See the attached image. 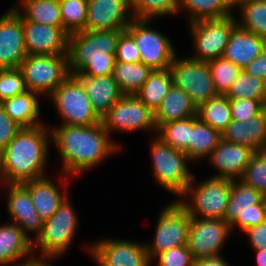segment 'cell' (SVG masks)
I'll list each match as a JSON object with an SVG mask.
<instances>
[{
	"label": "cell",
	"instance_id": "obj_1",
	"mask_svg": "<svg viewBox=\"0 0 266 266\" xmlns=\"http://www.w3.org/2000/svg\"><path fill=\"white\" fill-rule=\"evenodd\" d=\"M51 133L62 158L66 176L96 166L119 148L108 138L109 133L102 122L90 126L61 125Z\"/></svg>",
	"mask_w": 266,
	"mask_h": 266
},
{
	"label": "cell",
	"instance_id": "obj_2",
	"mask_svg": "<svg viewBox=\"0 0 266 266\" xmlns=\"http://www.w3.org/2000/svg\"><path fill=\"white\" fill-rule=\"evenodd\" d=\"M48 130L45 125L23 127L0 154V181L22 184L45 177L48 153Z\"/></svg>",
	"mask_w": 266,
	"mask_h": 266
},
{
	"label": "cell",
	"instance_id": "obj_3",
	"mask_svg": "<svg viewBox=\"0 0 266 266\" xmlns=\"http://www.w3.org/2000/svg\"><path fill=\"white\" fill-rule=\"evenodd\" d=\"M124 30L79 31L68 35L70 74L89 76L113 74L117 42Z\"/></svg>",
	"mask_w": 266,
	"mask_h": 266
},
{
	"label": "cell",
	"instance_id": "obj_4",
	"mask_svg": "<svg viewBox=\"0 0 266 266\" xmlns=\"http://www.w3.org/2000/svg\"><path fill=\"white\" fill-rule=\"evenodd\" d=\"M19 69L26 89L37 94L51 95L71 75L68 54L27 55Z\"/></svg>",
	"mask_w": 266,
	"mask_h": 266
},
{
	"label": "cell",
	"instance_id": "obj_5",
	"mask_svg": "<svg viewBox=\"0 0 266 266\" xmlns=\"http://www.w3.org/2000/svg\"><path fill=\"white\" fill-rule=\"evenodd\" d=\"M151 145L153 173L158 184L182 197L193 178L186 163L188 156L166 144L160 137H155Z\"/></svg>",
	"mask_w": 266,
	"mask_h": 266
},
{
	"label": "cell",
	"instance_id": "obj_6",
	"mask_svg": "<svg viewBox=\"0 0 266 266\" xmlns=\"http://www.w3.org/2000/svg\"><path fill=\"white\" fill-rule=\"evenodd\" d=\"M50 96L64 120L62 125L90 126L101 123V118L94 111L85 89L73 74Z\"/></svg>",
	"mask_w": 266,
	"mask_h": 266
},
{
	"label": "cell",
	"instance_id": "obj_7",
	"mask_svg": "<svg viewBox=\"0 0 266 266\" xmlns=\"http://www.w3.org/2000/svg\"><path fill=\"white\" fill-rule=\"evenodd\" d=\"M193 181H195V175L183 194V196H188L194 193L191 198L193 204L180 200L190 217L198 218L201 215V218L224 219L231 194L232 180L211 177L197 185L198 187L192 186Z\"/></svg>",
	"mask_w": 266,
	"mask_h": 266
},
{
	"label": "cell",
	"instance_id": "obj_8",
	"mask_svg": "<svg viewBox=\"0 0 266 266\" xmlns=\"http://www.w3.org/2000/svg\"><path fill=\"white\" fill-rule=\"evenodd\" d=\"M170 71L173 84L187 93L196 108L219 95L215 89L208 62L191 57L177 59L175 55Z\"/></svg>",
	"mask_w": 266,
	"mask_h": 266
},
{
	"label": "cell",
	"instance_id": "obj_9",
	"mask_svg": "<svg viewBox=\"0 0 266 266\" xmlns=\"http://www.w3.org/2000/svg\"><path fill=\"white\" fill-rule=\"evenodd\" d=\"M238 179L231 181V194L224 221L245 231L266 221V198Z\"/></svg>",
	"mask_w": 266,
	"mask_h": 266
},
{
	"label": "cell",
	"instance_id": "obj_10",
	"mask_svg": "<svg viewBox=\"0 0 266 266\" xmlns=\"http://www.w3.org/2000/svg\"><path fill=\"white\" fill-rule=\"evenodd\" d=\"M150 20L132 19L125 31L133 38L139 49L140 62L152 70L170 69L176 55L170 39L155 29H150Z\"/></svg>",
	"mask_w": 266,
	"mask_h": 266
},
{
	"label": "cell",
	"instance_id": "obj_11",
	"mask_svg": "<svg viewBox=\"0 0 266 266\" xmlns=\"http://www.w3.org/2000/svg\"><path fill=\"white\" fill-rule=\"evenodd\" d=\"M77 215L67 198L57 211L44 221L42 233L36 238V245L43 253L41 258H57L70 245L77 228Z\"/></svg>",
	"mask_w": 266,
	"mask_h": 266
},
{
	"label": "cell",
	"instance_id": "obj_12",
	"mask_svg": "<svg viewBox=\"0 0 266 266\" xmlns=\"http://www.w3.org/2000/svg\"><path fill=\"white\" fill-rule=\"evenodd\" d=\"M190 222L191 217L179 200L167 205L159 216L154 242L145 244L150 260L172 247L187 245Z\"/></svg>",
	"mask_w": 266,
	"mask_h": 266
},
{
	"label": "cell",
	"instance_id": "obj_13",
	"mask_svg": "<svg viewBox=\"0 0 266 266\" xmlns=\"http://www.w3.org/2000/svg\"><path fill=\"white\" fill-rule=\"evenodd\" d=\"M233 15L221 19L190 22L196 55L192 59L209 62L221 58L234 28L238 25Z\"/></svg>",
	"mask_w": 266,
	"mask_h": 266
},
{
	"label": "cell",
	"instance_id": "obj_14",
	"mask_svg": "<svg viewBox=\"0 0 266 266\" xmlns=\"http://www.w3.org/2000/svg\"><path fill=\"white\" fill-rule=\"evenodd\" d=\"M101 122L108 133L112 130L135 131L154 128L155 113L135 94H124L103 116Z\"/></svg>",
	"mask_w": 266,
	"mask_h": 266
},
{
	"label": "cell",
	"instance_id": "obj_15",
	"mask_svg": "<svg viewBox=\"0 0 266 266\" xmlns=\"http://www.w3.org/2000/svg\"><path fill=\"white\" fill-rule=\"evenodd\" d=\"M231 226L223 219L191 217L187 246L195 260L219 256Z\"/></svg>",
	"mask_w": 266,
	"mask_h": 266
},
{
	"label": "cell",
	"instance_id": "obj_16",
	"mask_svg": "<svg viewBox=\"0 0 266 266\" xmlns=\"http://www.w3.org/2000/svg\"><path fill=\"white\" fill-rule=\"evenodd\" d=\"M21 12L11 8L0 17V69L19 68L27 57Z\"/></svg>",
	"mask_w": 266,
	"mask_h": 266
},
{
	"label": "cell",
	"instance_id": "obj_17",
	"mask_svg": "<svg viewBox=\"0 0 266 266\" xmlns=\"http://www.w3.org/2000/svg\"><path fill=\"white\" fill-rule=\"evenodd\" d=\"M100 266H150L145 244L125 240H104L89 247Z\"/></svg>",
	"mask_w": 266,
	"mask_h": 266
},
{
	"label": "cell",
	"instance_id": "obj_18",
	"mask_svg": "<svg viewBox=\"0 0 266 266\" xmlns=\"http://www.w3.org/2000/svg\"><path fill=\"white\" fill-rule=\"evenodd\" d=\"M128 10L131 0H88L85 30H125L133 19L127 20Z\"/></svg>",
	"mask_w": 266,
	"mask_h": 266
},
{
	"label": "cell",
	"instance_id": "obj_19",
	"mask_svg": "<svg viewBox=\"0 0 266 266\" xmlns=\"http://www.w3.org/2000/svg\"><path fill=\"white\" fill-rule=\"evenodd\" d=\"M27 55L67 54L68 34L60 27L27 21L23 17Z\"/></svg>",
	"mask_w": 266,
	"mask_h": 266
},
{
	"label": "cell",
	"instance_id": "obj_20",
	"mask_svg": "<svg viewBox=\"0 0 266 266\" xmlns=\"http://www.w3.org/2000/svg\"><path fill=\"white\" fill-rule=\"evenodd\" d=\"M73 75L85 89L94 111L101 119L124 95L114 80L113 74L93 77L77 71Z\"/></svg>",
	"mask_w": 266,
	"mask_h": 266
},
{
	"label": "cell",
	"instance_id": "obj_21",
	"mask_svg": "<svg viewBox=\"0 0 266 266\" xmlns=\"http://www.w3.org/2000/svg\"><path fill=\"white\" fill-rule=\"evenodd\" d=\"M8 212L13 224L18 225L28 237L27 232H37L36 238L42 233L44 220L37 213L29 192L21 184H7Z\"/></svg>",
	"mask_w": 266,
	"mask_h": 266
},
{
	"label": "cell",
	"instance_id": "obj_22",
	"mask_svg": "<svg viewBox=\"0 0 266 266\" xmlns=\"http://www.w3.org/2000/svg\"><path fill=\"white\" fill-rule=\"evenodd\" d=\"M221 135L223 141L249 147L255 152L266 150V108L249 121L232 119Z\"/></svg>",
	"mask_w": 266,
	"mask_h": 266
},
{
	"label": "cell",
	"instance_id": "obj_23",
	"mask_svg": "<svg viewBox=\"0 0 266 266\" xmlns=\"http://www.w3.org/2000/svg\"><path fill=\"white\" fill-rule=\"evenodd\" d=\"M255 151L249 147L221 140L209 157L219 170L216 178H241Z\"/></svg>",
	"mask_w": 266,
	"mask_h": 266
},
{
	"label": "cell",
	"instance_id": "obj_24",
	"mask_svg": "<svg viewBox=\"0 0 266 266\" xmlns=\"http://www.w3.org/2000/svg\"><path fill=\"white\" fill-rule=\"evenodd\" d=\"M266 48V40L237 25L225 48L223 58L242 70Z\"/></svg>",
	"mask_w": 266,
	"mask_h": 266
},
{
	"label": "cell",
	"instance_id": "obj_25",
	"mask_svg": "<svg viewBox=\"0 0 266 266\" xmlns=\"http://www.w3.org/2000/svg\"><path fill=\"white\" fill-rule=\"evenodd\" d=\"M21 185L29 192L37 213L44 221L49 219L66 199V196L61 195L58 187L46 176L26 181Z\"/></svg>",
	"mask_w": 266,
	"mask_h": 266
},
{
	"label": "cell",
	"instance_id": "obj_26",
	"mask_svg": "<svg viewBox=\"0 0 266 266\" xmlns=\"http://www.w3.org/2000/svg\"><path fill=\"white\" fill-rule=\"evenodd\" d=\"M197 115V108L185 91L174 84L155 112L157 128L167 122L183 120Z\"/></svg>",
	"mask_w": 266,
	"mask_h": 266
},
{
	"label": "cell",
	"instance_id": "obj_27",
	"mask_svg": "<svg viewBox=\"0 0 266 266\" xmlns=\"http://www.w3.org/2000/svg\"><path fill=\"white\" fill-rule=\"evenodd\" d=\"M35 245L16 224L0 226V264L14 263L32 252Z\"/></svg>",
	"mask_w": 266,
	"mask_h": 266
},
{
	"label": "cell",
	"instance_id": "obj_28",
	"mask_svg": "<svg viewBox=\"0 0 266 266\" xmlns=\"http://www.w3.org/2000/svg\"><path fill=\"white\" fill-rule=\"evenodd\" d=\"M37 93L26 90L24 93L3 100L0 104L6 114L22 127H35L42 125L38 121L39 100Z\"/></svg>",
	"mask_w": 266,
	"mask_h": 266
},
{
	"label": "cell",
	"instance_id": "obj_29",
	"mask_svg": "<svg viewBox=\"0 0 266 266\" xmlns=\"http://www.w3.org/2000/svg\"><path fill=\"white\" fill-rule=\"evenodd\" d=\"M172 85L173 76L170 69L152 70L135 95L155 113Z\"/></svg>",
	"mask_w": 266,
	"mask_h": 266
},
{
	"label": "cell",
	"instance_id": "obj_30",
	"mask_svg": "<svg viewBox=\"0 0 266 266\" xmlns=\"http://www.w3.org/2000/svg\"><path fill=\"white\" fill-rule=\"evenodd\" d=\"M152 69L142 62L115 61L113 77L123 94H135L148 79Z\"/></svg>",
	"mask_w": 266,
	"mask_h": 266
},
{
	"label": "cell",
	"instance_id": "obj_31",
	"mask_svg": "<svg viewBox=\"0 0 266 266\" xmlns=\"http://www.w3.org/2000/svg\"><path fill=\"white\" fill-rule=\"evenodd\" d=\"M21 14L27 21L60 27L64 30L59 0H21Z\"/></svg>",
	"mask_w": 266,
	"mask_h": 266
},
{
	"label": "cell",
	"instance_id": "obj_32",
	"mask_svg": "<svg viewBox=\"0 0 266 266\" xmlns=\"http://www.w3.org/2000/svg\"><path fill=\"white\" fill-rule=\"evenodd\" d=\"M221 140L222 135L219 131L203 122L198 115L194 116L190 142V161L191 159L209 156Z\"/></svg>",
	"mask_w": 266,
	"mask_h": 266
},
{
	"label": "cell",
	"instance_id": "obj_33",
	"mask_svg": "<svg viewBox=\"0 0 266 266\" xmlns=\"http://www.w3.org/2000/svg\"><path fill=\"white\" fill-rule=\"evenodd\" d=\"M193 130V117L164 123L157 128L158 137L166 144L184 152L190 160L191 131Z\"/></svg>",
	"mask_w": 266,
	"mask_h": 266
},
{
	"label": "cell",
	"instance_id": "obj_34",
	"mask_svg": "<svg viewBox=\"0 0 266 266\" xmlns=\"http://www.w3.org/2000/svg\"><path fill=\"white\" fill-rule=\"evenodd\" d=\"M197 115L203 122L222 133L232 121L230 99L219 94L197 108Z\"/></svg>",
	"mask_w": 266,
	"mask_h": 266
},
{
	"label": "cell",
	"instance_id": "obj_35",
	"mask_svg": "<svg viewBox=\"0 0 266 266\" xmlns=\"http://www.w3.org/2000/svg\"><path fill=\"white\" fill-rule=\"evenodd\" d=\"M225 96L229 99H256L266 104V82L241 70Z\"/></svg>",
	"mask_w": 266,
	"mask_h": 266
},
{
	"label": "cell",
	"instance_id": "obj_36",
	"mask_svg": "<svg viewBox=\"0 0 266 266\" xmlns=\"http://www.w3.org/2000/svg\"><path fill=\"white\" fill-rule=\"evenodd\" d=\"M241 28L266 40V0H244L240 5Z\"/></svg>",
	"mask_w": 266,
	"mask_h": 266
},
{
	"label": "cell",
	"instance_id": "obj_37",
	"mask_svg": "<svg viewBox=\"0 0 266 266\" xmlns=\"http://www.w3.org/2000/svg\"><path fill=\"white\" fill-rule=\"evenodd\" d=\"M191 14L190 22L203 19H221L231 16V10L222 0H180V8Z\"/></svg>",
	"mask_w": 266,
	"mask_h": 266
},
{
	"label": "cell",
	"instance_id": "obj_38",
	"mask_svg": "<svg viewBox=\"0 0 266 266\" xmlns=\"http://www.w3.org/2000/svg\"><path fill=\"white\" fill-rule=\"evenodd\" d=\"M180 0H131L132 18L152 20L179 10Z\"/></svg>",
	"mask_w": 266,
	"mask_h": 266
},
{
	"label": "cell",
	"instance_id": "obj_39",
	"mask_svg": "<svg viewBox=\"0 0 266 266\" xmlns=\"http://www.w3.org/2000/svg\"><path fill=\"white\" fill-rule=\"evenodd\" d=\"M88 0H59L64 31L69 35L84 31Z\"/></svg>",
	"mask_w": 266,
	"mask_h": 266
},
{
	"label": "cell",
	"instance_id": "obj_40",
	"mask_svg": "<svg viewBox=\"0 0 266 266\" xmlns=\"http://www.w3.org/2000/svg\"><path fill=\"white\" fill-rule=\"evenodd\" d=\"M208 65L215 89L225 95L242 69L223 57L210 60Z\"/></svg>",
	"mask_w": 266,
	"mask_h": 266
},
{
	"label": "cell",
	"instance_id": "obj_41",
	"mask_svg": "<svg viewBox=\"0 0 266 266\" xmlns=\"http://www.w3.org/2000/svg\"><path fill=\"white\" fill-rule=\"evenodd\" d=\"M266 198V150L256 151L240 179Z\"/></svg>",
	"mask_w": 266,
	"mask_h": 266
},
{
	"label": "cell",
	"instance_id": "obj_42",
	"mask_svg": "<svg viewBox=\"0 0 266 266\" xmlns=\"http://www.w3.org/2000/svg\"><path fill=\"white\" fill-rule=\"evenodd\" d=\"M24 78L19 68L0 69V103L26 91Z\"/></svg>",
	"mask_w": 266,
	"mask_h": 266
},
{
	"label": "cell",
	"instance_id": "obj_43",
	"mask_svg": "<svg viewBox=\"0 0 266 266\" xmlns=\"http://www.w3.org/2000/svg\"><path fill=\"white\" fill-rule=\"evenodd\" d=\"M230 106L232 119L241 122L249 121L266 108V104L263 101L249 98L230 99Z\"/></svg>",
	"mask_w": 266,
	"mask_h": 266
},
{
	"label": "cell",
	"instance_id": "obj_44",
	"mask_svg": "<svg viewBox=\"0 0 266 266\" xmlns=\"http://www.w3.org/2000/svg\"><path fill=\"white\" fill-rule=\"evenodd\" d=\"M158 266H194L195 259L187 245L172 247L157 255Z\"/></svg>",
	"mask_w": 266,
	"mask_h": 266
},
{
	"label": "cell",
	"instance_id": "obj_45",
	"mask_svg": "<svg viewBox=\"0 0 266 266\" xmlns=\"http://www.w3.org/2000/svg\"><path fill=\"white\" fill-rule=\"evenodd\" d=\"M115 61L125 63L140 62V53L133 38L124 30L117 42Z\"/></svg>",
	"mask_w": 266,
	"mask_h": 266
},
{
	"label": "cell",
	"instance_id": "obj_46",
	"mask_svg": "<svg viewBox=\"0 0 266 266\" xmlns=\"http://www.w3.org/2000/svg\"><path fill=\"white\" fill-rule=\"evenodd\" d=\"M22 128V126L6 114L0 104V154Z\"/></svg>",
	"mask_w": 266,
	"mask_h": 266
},
{
	"label": "cell",
	"instance_id": "obj_47",
	"mask_svg": "<svg viewBox=\"0 0 266 266\" xmlns=\"http://www.w3.org/2000/svg\"><path fill=\"white\" fill-rule=\"evenodd\" d=\"M244 232L249 234L250 243L253 249H266V221L256 226L247 228Z\"/></svg>",
	"mask_w": 266,
	"mask_h": 266
},
{
	"label": "cell",
	"instance_id": "obj_48",
	"mask_svg": "<svg viewBox=\"0 0 266 266\" xmlns=\"http://www.w3.org/2000/svg\"><path fill=\"white\" fill-rule=\"evenodd\" d=\"M247 74L266 82V48L243 69Z\"/></svg>",
	"mask_w": 266,
	"mask_h": 266
},
{
	"label": "cell",
	"instance_id": "obj_49",
	"mask_svg": "<svg viewBox=\"0 0 266 266\" xmlns=\"http://www.w3.org/2000/svg\"><path fill=\"white\" fill-rule=\"evenodd\" d=\"M194 266H229L221 256L195 260Z\"/></svg>",
	"mask_w": 266,
	"mask_h": 266
},
{
	"label": "cell",
	"instance_id": "obj_50",
	"mask_svg": "<svg viewBox=\"0 0 266 266\" xmlns=\"http://www.w3.org/2000/svg\"><path fill=\"white\" fill-rule=\"evenodd\" d=\"M26 260H25V262L23 261V263H21L18 266H51L49 263H47L48 261H45L44 259L42 260L40 258L32 257V258H30V259L28 258Z\"/></svg>",
	"mask_w": 266,
	"mask_h": 266
},
{
	"label": "cell",
	"instance_id": "obj_51",
	"mask_svg": "<svg viewBox=\"0 0 266 266\" xmlns=\"http://www.w3.org/2000/svg\"><path fill=\"white\" fill-rule=\"evenodd\" d=\"M254 251H256L258 266H266V249Z\"/></svg>",
	"mask_w": 266,
	"mask_h": 266
},
{
	"label": "cell",
	"instance_id": "obj_52",
	"mask_svg": "<svg viewBox=\"0 0 266 266\" xmlns=\"http://www.w3.org/2000/svg\"><path fill=\"white\" fill-rule=\"evenodd\" d=\"M222 1L225 3V5L229 9H231L234 6H237V5L240 7V5L244 2V0H222Z\"/></svg>",
	"mask_w": 266,
	"mask_h": 266
}]
</instances>
